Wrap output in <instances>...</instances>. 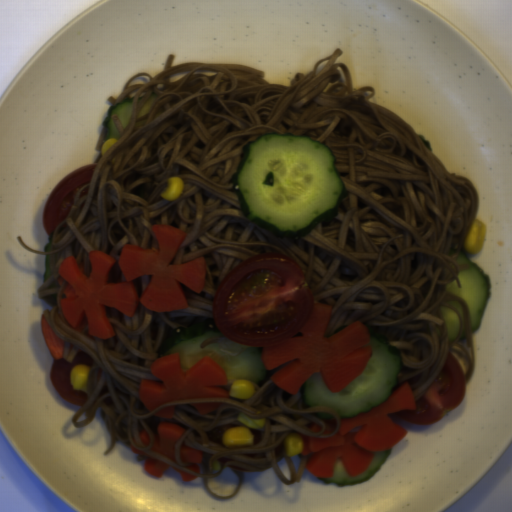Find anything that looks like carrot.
<instances>
[{"label": "carrot", "mask_w": 512, "mask_h": 512, "mask_svg": "<svg viewBox=\"0 0 512 512\" xmlns=\"http://www.w3.org/2000/svg\"><path fill=\"white\" fill-rule=\"evenodd\" d=\"M151 229L158 248L123 245L117 262L125 276L123 282H108L116 260L100 249L88 254L89 277L74 255L59 265L57 284L66 280L59 308L70 328L81 332L88 326L90 336L107 340L115 335L106 316L107 307L130 318L135 316L139 303L153 312L179 311L189 306L180 283L198 294L202 292L207 276L204 256L172 265L186 233L160 224Z\"/></svg>", "instance_id": "obj_1"}, {"label": "carrot", "mask_w": 512, "mask_h": 512, "mask_svg": "<svg viewBox=\"0 0 512 512\" xmlns=\"http://www.w3.org/2000/svg\"><path fill=\"white\" fill-rule=\"evenodd\" d=\"M330 318L329 304L312 303L310 317L296 334L275 346H262L266 370L285 364L271 375L274 384L297 395L302 384L319 373L326 389L337 394L365 370L373 354L366 325L354 321L325 336Z\"/></svg>", "instance_id": "obj_2"}, {"label": "carrot", "mask_w": 512, "mask_h": 512, "mask_svg": "<svg viewBox=\"0 0 512 512\" xmlns=\"http://www.w3.org/2000/svg\"><path fill=\"white\" fill-rule=\"evenodd\" d=\"M416 409L414 395L405 381L378 407L351 418L341 417L339 429L331 437L296 433L302 439L299 454H310L305 468L318 478L332 479L340 460L349 477L363 473L370 468L376 452L392 448L408 432L392 420L391 414Z\"/></svg>", "instance_id": "obj_3"}, {"label": "carrot", "mask_w": 512, "mask_h": 512, "mask_svg": "<svg viewBox=\"0 0 512 512\" xmlns=\"http://www.w3.org/2000/svg\"><path fill=\"white\" fill-rule=\"evenodd\" d=\"M150 370L162 382L141 378L138 392L141 402L151 413L174 401L229 398L230 392L218 387L228 384L225 372L207 356L183 370L178 352L171 353L152 362Z\"/></svg>", "instance_id": "obj_4"}, {"label": "carrot", "mask_w": 512, "mask_h": 512, "mask_svg": "<svg viewBox=\"0 0 512 512\" xmlns=\"http://www.w3.org/2000/svg\"><path fill=\"white\" fill-rule=\"evenodd\" d=\"M185 428L172 422L160 421L154 434V442L150 451L177 463L175 455L176 442L183 434ZM178 464V463H177Z\"/></svg>", "instance_id": "obj_5"}, {"label": "carrot", "mask_w": 512, "mask_h": 512, "mask_svg": "<svg viewBox=\"0 0 512 512\" xmlns=\"http://www.w3.org/2000/svg\"><path fill=\"white\" fill-rule=\"evenodd\" d=\"M130 451L133 454H139L145 456L147 459L144 461V467L143 470L150 474L153 477H159L162 478L164 472L168 470L169 468H172L176 472H178L183 480V482H190L194 481L197 478V475H194L192 473L186 472L184 470H181L179 468H176L172 466L171 464L164 462L158 458H155L145 452L144 450H137L131 443H130Z\"/></svg>", "instance_id": "obj_6"}, {"label": "carrot", "mask_w": 512, "mask_h": 512, "mask_svg": "<svg viewBox=\"0 0 512 512\" xmlns=\"http://www.w3.org/2000/svg\"><path fill=\"white\" fill-rule=\"evenodd\" d=\"M40 328L48 352L54 359H62L65 355V340L59 337L51 328L45 314L40 318Z\"/></svg>", "instance_id": "obj_7"}, {"label": "carrot", "mask_w": 512, "mask_h": 512, "mask_svg": "<svg viewBox=\"0 0 512 512\" xmlns=\"http://www.w3.org/2000/svg\"><path fill=\"white\" fill-rule=\"evenodd\" d=\"M202 456V450L195 449L184 444L181 446L179 451V459L183 463H191V465L184 468L192 470L197 474L200 473V464L203 462Z\"/></svg>", "instance_id": "obj_8"}, {"label": "carrot", "mask_w": 512, "mask_h": 512, "mask_svg": "<svg viewBox=\"0 0 512 512\" xmlns=\"http://www.w3.org/2000/svg\"><path fill=\"white\" fill-rule=\"evenodd\" d=\"M192 405L199 412L200 415H204L219 409L223 404L221 402H207Z\"/></svg>", "instance_id": "obj_9"}, {"label": "carrot", "mask_w": 512, "mask_h": 512, "mask_svg": "<svg viewBox=\"0 0 512 512\" xmlns=\"http://www.w3.org/2000/svg\"><path fill=\"white\" fill-rule=\"evenodd\" d=\"M322 421L325 423L322 435H328L336 431L337 421L335 420L334 417L322 418Z\"/></svg>", "instance_id": "obj_10"}, {"label": "carrot", "mask_w": 512, "mask_h": 512, "mask_svg": "<svg viewBox=\"0 0 512 512\" xmlns=\"http://www.w3.org/2000/svg\"><path fill=\"white\" fill-rule=\"evenodd\" d=\"M175 405H169L165 408L159 409L154 413L155 417L172 419L174 415Z\"/></svg>", "instance_id": "obj_11"}, {"label": "carrot", "mask_w": 512, "mask_h": 512, "mask_svg": "<svg viewBox=\"0 0 512 512\" xmlns=\"http://www.w3.org/2000/svg\"><path fill=\"white\" fill-rule=\"evenodd\" d=\"M138 435H139L142 445H145L148 447L150 444V438L148 436L147 430L143 429V430L139 431Z\"/></svg>", "instance_id": "obj_12"}]
</instances>
